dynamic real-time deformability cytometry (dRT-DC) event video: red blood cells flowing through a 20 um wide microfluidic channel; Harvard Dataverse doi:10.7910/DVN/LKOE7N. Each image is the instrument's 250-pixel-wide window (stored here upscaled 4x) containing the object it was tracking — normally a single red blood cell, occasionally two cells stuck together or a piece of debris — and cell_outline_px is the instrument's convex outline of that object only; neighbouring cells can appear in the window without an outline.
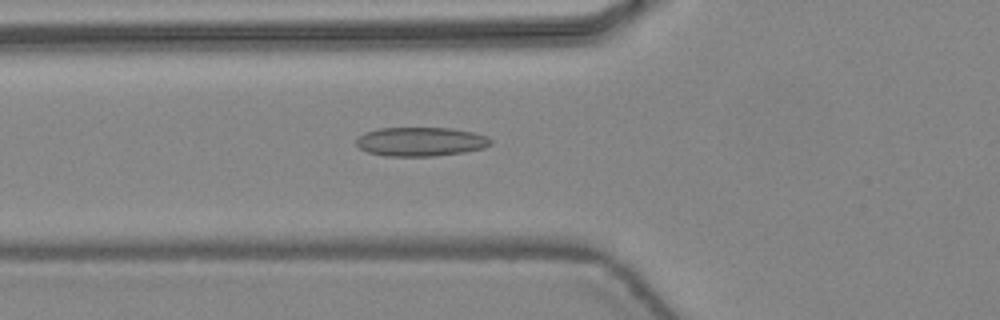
{"species": "common noctule bat (a hibernating species)", "species_latin": "Nyctalus noctula", "temperature_condition": "warm", "stored_images_in_passage": 47, "camera_frame_rate_fps": 3000, "um_per_image_px": 0.085, "animal": {"sex": "female", "body_mass_g": 24.6, "forearm_length_mm": 56.2}, "frame": {"image": 1, "passage_image": 18, "time_ms": 5.667, "image_size_px": [1000, 320], "cell_outline_px": [[492, 144], [484, 148], [464, 152], [436, 156], [384, 156], [368, 152], [360, 148], [356, 144], [356, 136], [364, 132], [380, 128], [452, 128], [472, 132], [488, 136], [492, 140]], "centroid_in_image_um": [35.75, 12.04], "position_along_channel_um": 90.0, "area_um2": 22.95}}
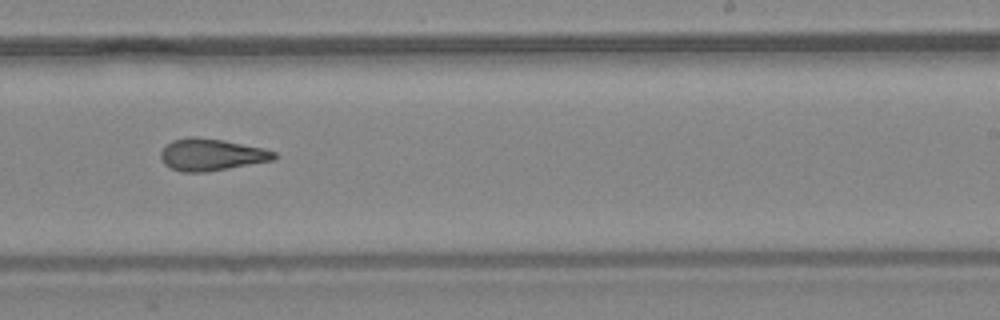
{"frame": {"image": 2, "passage_image": 30, "time_ms": 9.667, "image_size_px": [1000, 320], "cell_outline_px": [[276, 160], [204, 172], [180, 172], [164, 164], [160, 156], [160, 152], [172, 140], [188, 136], [192, 136], [224, 140], [264, 148], [276, 152]], "centroid_in_image_um": [17.98, 13.14], "position_along_channel_um": 271.0, "area_um2": 21.15}}
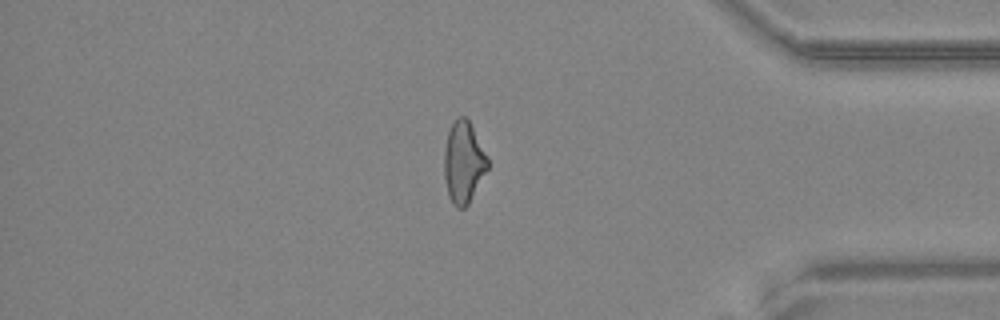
{"frame": {"image": 3, "passage_image": 40, "time_ms": 13.0, "image_size_px": [1000, 320], "cell_outline_px": [[488, 168], [468, 204], [464, 208], [456, 208], [452, 204], [448, 196], [444, 180], [444, 152], [448, 132], [452, 124], [460, 116], [464, 116], [468, 120], [488, 156]], "centroid_in_image_um": [39.39, 13.83], "position_along_channel_um": 395.8, "area_um2": 20.58}, "authors_computed_cell_mechanics": {"area_um2": 21.4438, "velocity_mm_per_s": 4.5032, "shape_relaxation_time_tau1_ms": null, "shape_relaxation_time_tau2_ms": 2.7206, "deformation_change_tau1": null, "deformation_change_tau2": 0.1093}}